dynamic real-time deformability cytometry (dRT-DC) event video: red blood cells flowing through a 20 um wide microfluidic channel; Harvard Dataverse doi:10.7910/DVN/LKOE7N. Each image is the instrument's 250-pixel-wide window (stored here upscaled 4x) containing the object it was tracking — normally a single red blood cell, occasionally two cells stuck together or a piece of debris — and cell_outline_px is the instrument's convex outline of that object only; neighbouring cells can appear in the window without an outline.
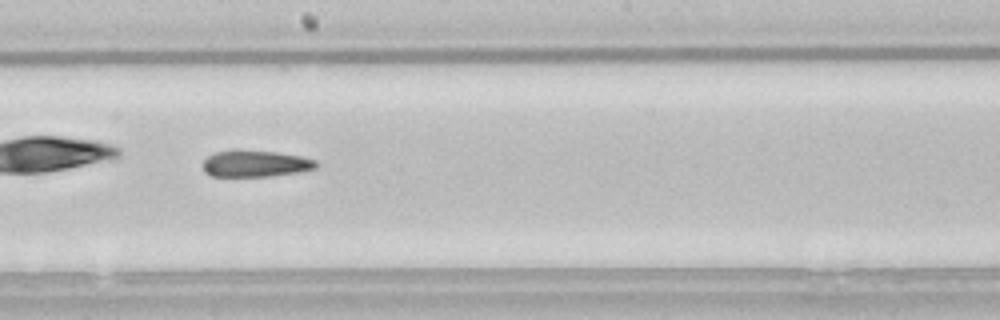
{"species": "common noctule bat (a hibernating species)", "species_latin": "Nyctalus noctula", "temperature_condition": "room temperature", "stored_images_in_passage": 48, "camera_frame_rate_fps": 3000, "um_per_image_px": 0.085, "animal": {"sex": "male", "body_mass_g": 21.5, "forearm_length_mm": 52.0}, "frame": {"image": 1, "passage_image": 28, "time_ms": 9.0, "image_size_px": [1000, 320], "cell_outline_px": [[316, 168], [296, 172], [272, 176], [212, 176], [204, 172], [204, 160], [208, 156], [216, 152], [276, 152], [300, 156], [316, 160]], "centroid_in_image_um": [21.72, 13.94], "position_along_channel_um": 226.5, "area_um2": 16.76}}